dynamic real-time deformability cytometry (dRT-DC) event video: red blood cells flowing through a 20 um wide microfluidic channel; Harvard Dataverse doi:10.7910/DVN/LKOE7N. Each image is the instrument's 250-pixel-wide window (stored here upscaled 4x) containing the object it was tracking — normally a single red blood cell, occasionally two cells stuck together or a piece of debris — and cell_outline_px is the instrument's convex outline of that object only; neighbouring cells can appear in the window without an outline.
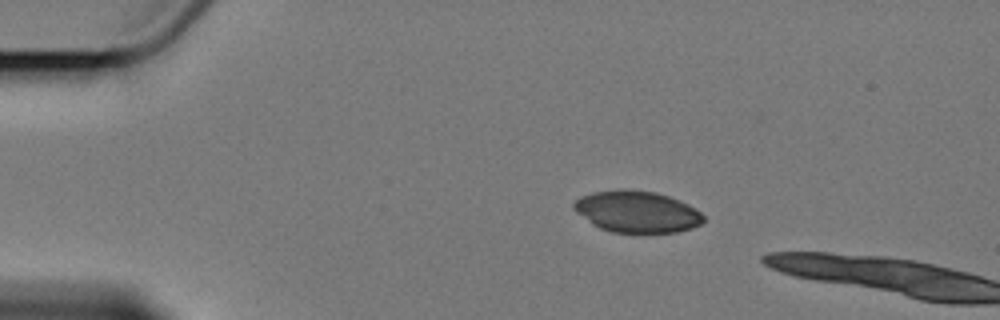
{"species": "Egyptian fruit bat (a non-hibernating species)", "species_latin": "Rousettus aegyptiacus", "temperature_condition": "cold", "stored_images_in_passage": 3, "camera_frame_rate_fps": 3000, "um_per_image_px": 0.085, "animal": {"sex": "female"}, "frame": {"image": 1, "passage_image": 2, "time_ms": 1.0, "image_size_px": [1000, 320], "cell_outline_px": [[704, 220], [700, 224], [692, 228], [676, 232], [612, 232], [600, 228], [592, 224], [576, 212], [572, 208], [572, 204], [580, 196], [592, 192], [620, 188], [624, 188], [656, 192], [680, 200], [696, 208], [704, 216]], "centroid_in_image_um": [54.12, 17.97], "position_along_channel_um": 30.9, "area_um2": 31.62}}